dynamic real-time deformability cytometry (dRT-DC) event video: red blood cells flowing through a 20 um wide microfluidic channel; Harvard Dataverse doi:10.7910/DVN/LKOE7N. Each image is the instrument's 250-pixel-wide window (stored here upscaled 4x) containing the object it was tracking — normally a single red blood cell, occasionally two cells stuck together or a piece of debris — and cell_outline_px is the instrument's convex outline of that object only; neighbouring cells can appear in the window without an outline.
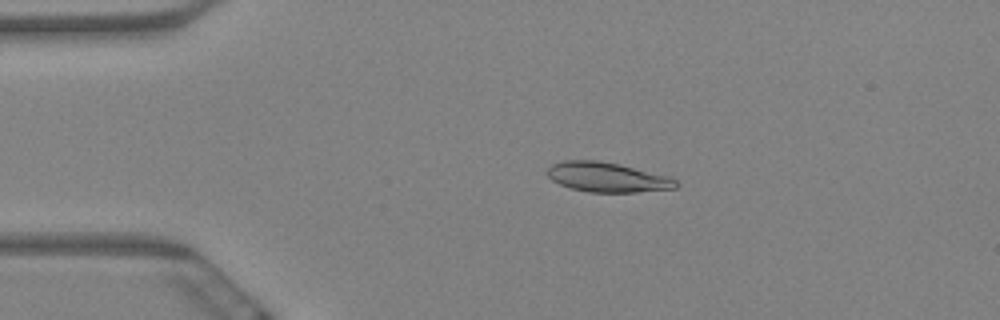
{"species": "Egyptian fruit bat (a non-hibernating species)", "species_latin": "Rousettus aegyptiacus", "temperature_condition": "warm", "stored_images_in_passage": 9, "camera_frame_rate_fps": 3000, "um_per_image_px": 0.085, "animal": {"sex": "female"}, "frame": {"image": 1, "passage_image": 4, "time_ms": 1.0, "image_size_px": [1000, 320], "cell_outline_px": [[680, 184], [676, 188], [636, 192], [588, 192], [572, 188], [560, 184], [552, 180], [548, 176], [548, 168], [552, 164], [564, 160], [596, 160], [616, 164], [668, 176], [676, 180]], "centroid_in_image_um": [51.61, 15.07], "position_along_channel_um": 33.4, "area_um2": 21.96}}
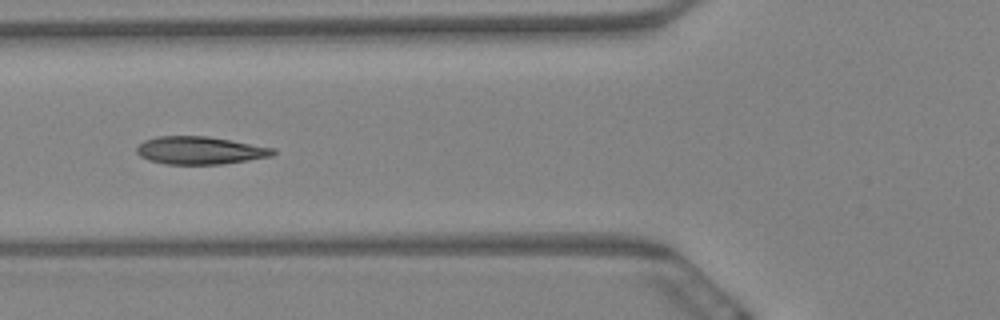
{"frame": {"image": 2, "passage_image": 7, "time_ms": 2.0, "image_size_px": [1000, 320], "cell_outline_px": [[276, 152], [272, 156], [248, 160], [220, 164], [164, 164], [148, 160], [140, 156], [136, 152], [136, 148], [144, 140], [156, 136], [208, 136], [272, 148]], "centroid_in_image_um": [16.94, 12.78], "position_along_channel_um": 108.9, "area_um2": 21.91}}
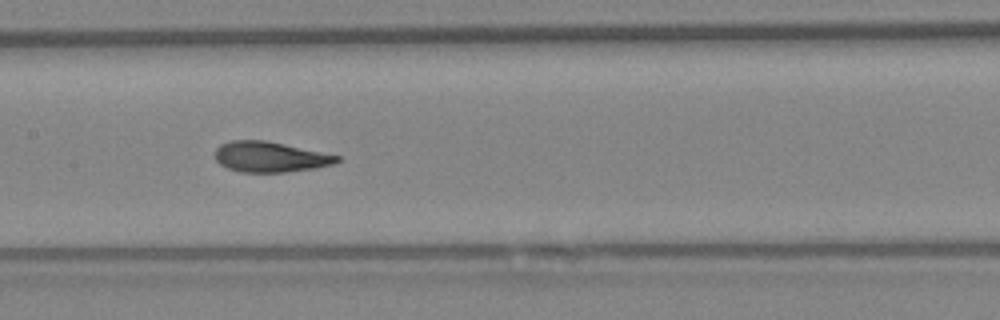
{"frame": {"image": 3, "passage_image": 9, "time_ms": 2.667, "image_size_px": [1000, 320], "cell_outline_px": [[340, 160], [336, 164], [316, 168], [284, 172], [240, 172], [228, 168], [220, 164], [216, 160], [216, 148], [220, 144], [232, 140], [264, 140], [340, 156]], "centroid_in_image_um": [22.96, 13.34], "position_along_channel_um": 184.4, "area_um2": 21.5}}